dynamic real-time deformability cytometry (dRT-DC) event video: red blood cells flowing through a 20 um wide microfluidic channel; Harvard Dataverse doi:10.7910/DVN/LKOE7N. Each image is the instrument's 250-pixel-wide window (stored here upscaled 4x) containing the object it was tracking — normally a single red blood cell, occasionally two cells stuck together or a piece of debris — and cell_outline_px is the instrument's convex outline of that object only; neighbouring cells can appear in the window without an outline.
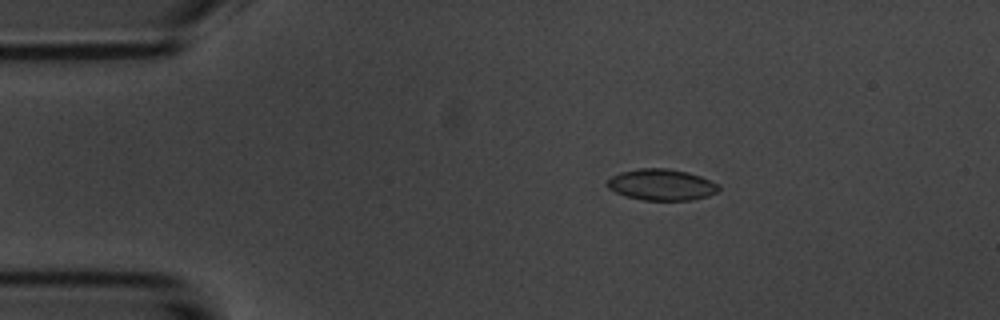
{"species": "common noctule bat (a hibernating species)", "species_latin": "Nyctalus noctula", "temperature_condition": "room temperature", "stored_images_in_passage": 3, "camera_frame_rate_fps": 3000, "um_per_image_px": 0.085, "animal": {"sex": "male", "body_mass_g": 20.1, "forearm_length_mm": 53.5}, "frame": {"image": 1, "passage_image": 2, "time_ms": 1.333, "image_size_px": [1000, 320], "cell_outline_px": [[720, 188], [716, 192], [708, 196], [692, 200], [644, 200], [624, 196], [608, 188], [604, 184], [612, 176], [620, 172], [640, 168], [668, 168], [688, 172], [700, 176], [720, 184]], "centroid_in_image_um": [56.22, 15.7], "position_along_channel_um": 28.8, "area_um2": 20.46}}